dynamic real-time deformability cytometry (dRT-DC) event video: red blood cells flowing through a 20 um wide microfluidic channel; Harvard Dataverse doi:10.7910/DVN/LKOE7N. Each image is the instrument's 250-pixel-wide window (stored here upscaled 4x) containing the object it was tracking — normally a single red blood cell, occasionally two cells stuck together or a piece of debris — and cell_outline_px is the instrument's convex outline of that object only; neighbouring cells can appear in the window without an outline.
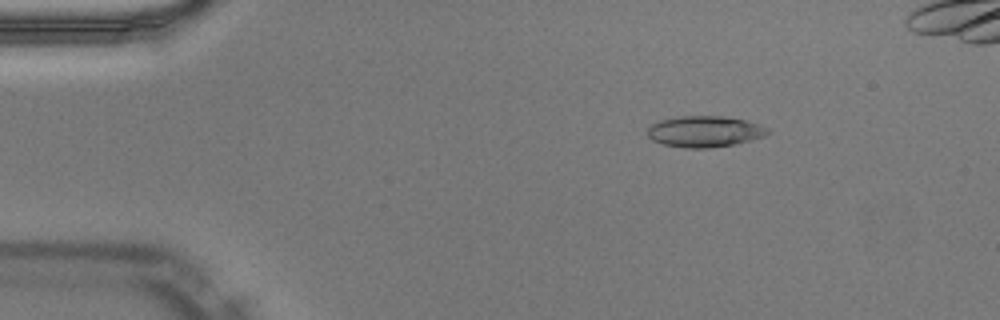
{"species": "Egyptian fruit bat (a non-hibernating species)", "species_latin": "Rousettus aegyptiacus", "temperature_condition": "warm", "stored_images_in_passage": 48, "camera_frame_rate_fps": 3000, "um_per_image_px": 0.085, "animal": {"sex": "male"}, "frame": {"image": 1, "passage_image": 8, "time_ms": 2.333, "image_size_px": [1000, 320], "cell_outline_px": [[772, 132], [764, 136], [752, 140], [736, 144], [708, 148], [684, 148], [664, 144], [652, 140], [648, 136], [648, 128], [656, 120], [680, 116], [720, 116], [748, 120], [760, 124], [768, 128]], "centroid_in_image_um": [59.92, 11.17], "position_along_channel_um": 25.1, "area_um2": 22.08}}
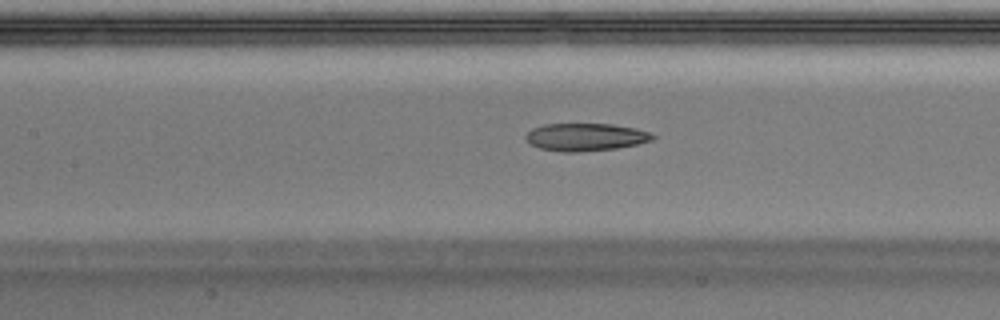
{"frame": {"image": 2, "passage_image": 23, "time_ms": 7.333, "image_size_px": [1000, 320], "cell_outline_px": [[656, 136], [652, 140], [636, 144], [616, 148], [576, 152], [564, 152], [540, 148], [532, 144], [524, 136], [532, 128], [544, 124], [612, 124], [636, 128], [648, 132]], "centroid_in_image_um": [49.77, 11.64], "position_along_channel_um": 157.6, "area_um2": 20.23}}
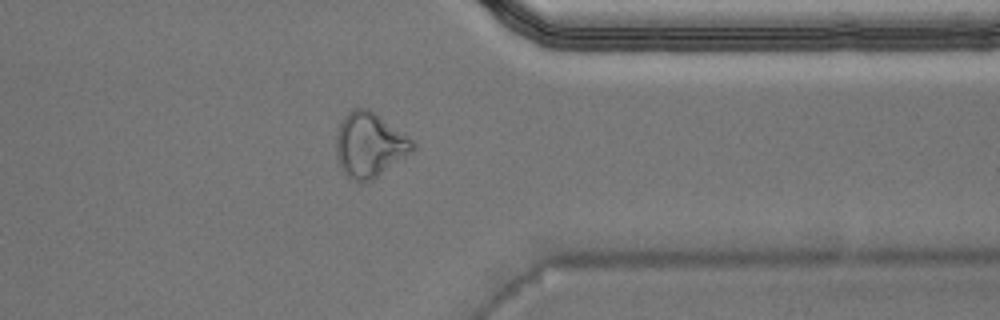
{"frame": {"image": 3, "passage_image": 40, "time_ms": 13.0, "image_size_px": [1000, 320], "cell_outline_px": [[416, 148], [412, 152], [372, 180], [352, 180], [340, 168], [336, 156], [336, 136], [340, 124], [344, 116], [352, 108], [368, 108], [408, 136], [416, 144]], "centroid_in_image_um": [31.4, 12.31], "position_along_channel_um": 380.0, "area_um2": 28.55}}